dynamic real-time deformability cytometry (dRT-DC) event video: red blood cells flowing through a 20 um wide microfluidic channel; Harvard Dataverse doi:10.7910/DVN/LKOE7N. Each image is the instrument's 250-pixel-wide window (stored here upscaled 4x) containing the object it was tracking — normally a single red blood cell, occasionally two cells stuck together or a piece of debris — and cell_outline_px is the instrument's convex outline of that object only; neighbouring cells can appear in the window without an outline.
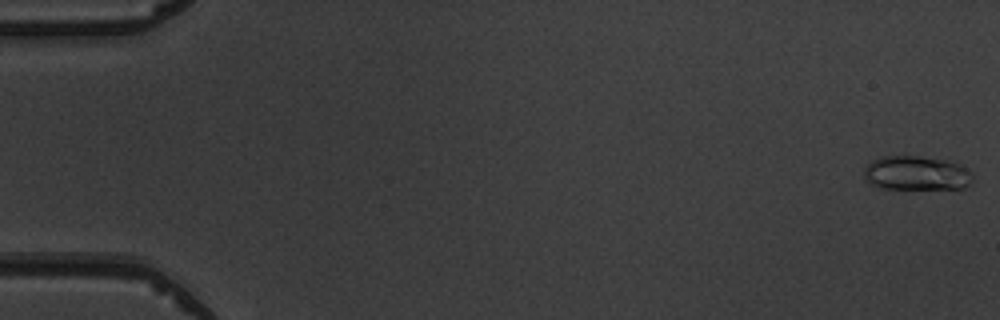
{"species": "common noctule bat (a hibernating species)", "species_latin": "Nyctalus noctula", "temperature_condition": "warm", "stored_images_in_passage": 5, "camera_frame_rate_fps": 3000, "um_per_image_px": 0.085, "animal": {"sex": "male", "body_mass_g": 19.5, "forearm_length_mm": 54.6}, "frame": {"image": 1, "passage_image": 5, "time_ms": 5.333, "image_size_px": [1000, 320], "cell_outline_px": [[972, 180], [964, 188], [880, 188], [872, 184], [864, 176], [864, 168], [872, 160], [880, 156], [904, 152], [948, 160], [960, 164], [972, 172]], "centroid_in_image_um": [77.87, 14.65], "position_along_channel_um": 7.1, "area_um2": 22.37}}